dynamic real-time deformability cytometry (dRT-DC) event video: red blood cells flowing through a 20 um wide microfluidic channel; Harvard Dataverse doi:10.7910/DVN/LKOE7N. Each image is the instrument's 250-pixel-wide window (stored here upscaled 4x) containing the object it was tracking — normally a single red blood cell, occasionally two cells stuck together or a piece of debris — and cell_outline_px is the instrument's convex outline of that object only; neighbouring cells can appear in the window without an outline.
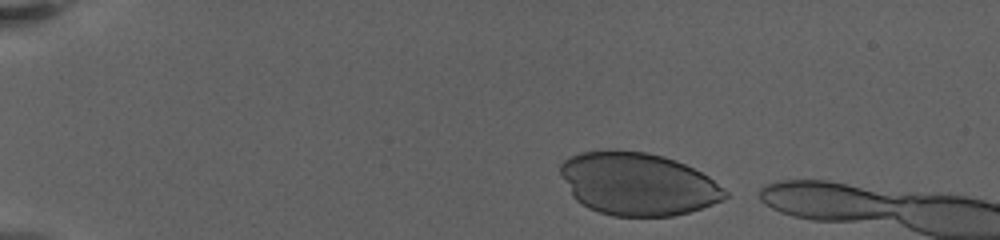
{"species": "human", "species_latin": "Homo sapiens", "temperature_condition": "warm", "stored_images_in_passage": 19, "camera_frame_rate_fps": 3000, "um_per_image_px": 0.085, "donor": {"sex": "female"}, "frame": {"image": 1, "passage_image": 1, "time_ms": 0.0, "image_size_px": [1000, 240], "cell_outline_px": [[728, 196], [724, 200], [676, 216], [612, 216], [588, 208], [576, 200], [572, 196], [560, 172], [560, 164], [564, 160], [580, 152], [644, 152], [664, 156], [676, 160], [708, 176], [724, 188], [728, 192]], "centroid_in_image_um": [54.23, 15.66], "position_along_channel_um": 30.8, "area_um2": 59.53}}